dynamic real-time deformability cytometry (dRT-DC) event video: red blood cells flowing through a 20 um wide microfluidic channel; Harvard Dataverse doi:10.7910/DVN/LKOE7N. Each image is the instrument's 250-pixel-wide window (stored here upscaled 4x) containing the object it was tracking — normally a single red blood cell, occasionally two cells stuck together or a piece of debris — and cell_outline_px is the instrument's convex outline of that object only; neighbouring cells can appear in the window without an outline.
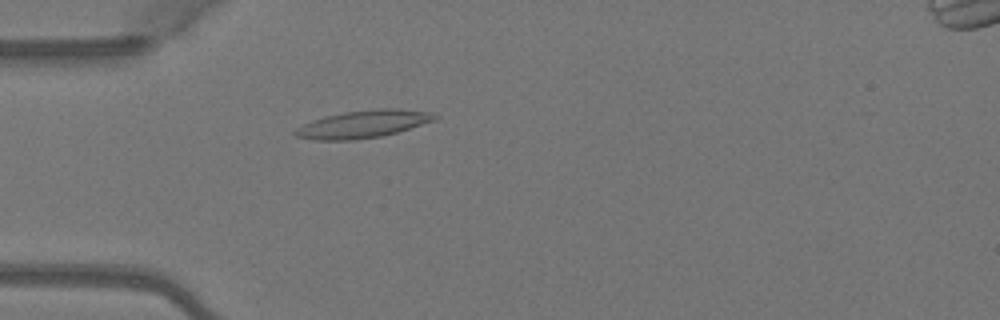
{"species": "Egyptian fruit bat (a non-hibernating species)", "species_latin": "Rousettus aegyptiacus", "temperature_condition": "warm", "stored_images_in_passage": 37, "camera_frame_rate_fps": 3000, "um_per_image_px": 0.085, "animal": {"sex": "female"}, "frame": {"image": 1, "passage_image": 2, "time_ms": 0.333, "image_size_px": [1000, 320], "cell_outline_px": [[440, 116], [436, 120], [396, 132], [380, 136], [356, 140], [312, 140], [296, 136], [292, 132], [296, 128], [312, 120], [324, 116], [344, 112], [380, 108], [396, 108], [432, 112]], "centroid_in_image_um": [30.86, 10.54], "position_along_channel_um": 54.1, "area_um2": 22.48}}
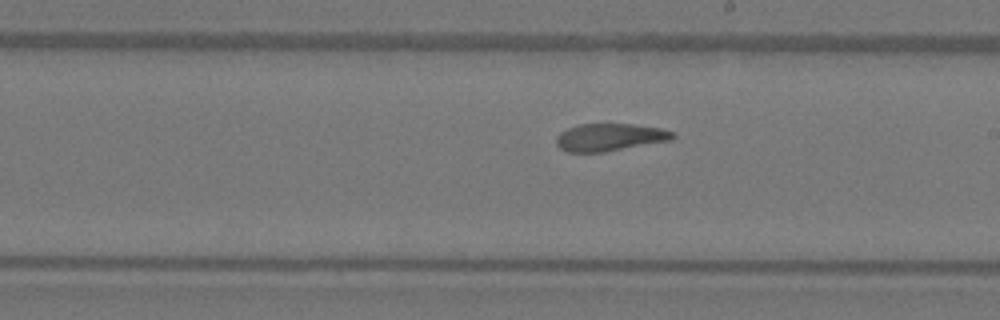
{"frame": {"image": 2, "passage_image": 16, "time_ms": 5.0, "image_size_px": [1000, 320], "cell_outline_px": [[676, 136], [672, 140], [604, 152], [568, 152], [560, 148], [556, 144], [556, 136], [560, 132], [568, 128], [580, 124], [632, 124], [660, 128], [676, 132]], "centroid_in_image_um": [51.84, 11.66], "position_along_channel_um": 237.2, "area_um2": 18.73}}
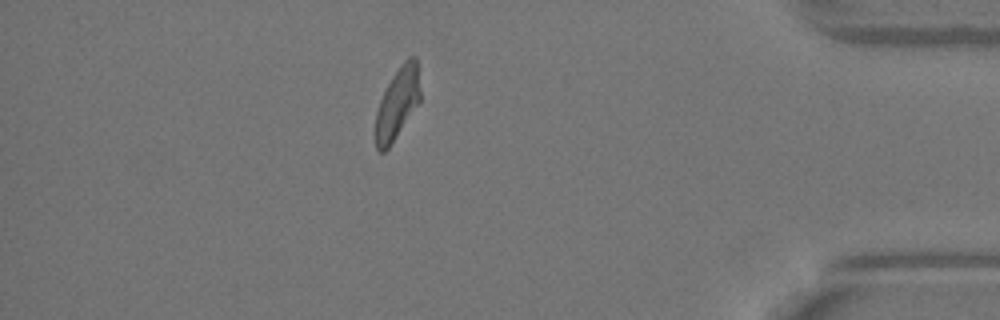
{"frame": {"image": 3, "passage_image": 31, "time_ms": 10.0, "image_size_px": [1000, 320], "cell_outline_px": [[420, 100], [388, 148], [384, 152], [380, 152], [376, 148], [376, 112], [380, 100], [392, 76], [404, 60], [408, 56], [416, 56], [420, 92]], "centroid_in_image_um": [33.77, 8.75], "position_along_channel_um": 401.4, "area_um2": 18.09}}